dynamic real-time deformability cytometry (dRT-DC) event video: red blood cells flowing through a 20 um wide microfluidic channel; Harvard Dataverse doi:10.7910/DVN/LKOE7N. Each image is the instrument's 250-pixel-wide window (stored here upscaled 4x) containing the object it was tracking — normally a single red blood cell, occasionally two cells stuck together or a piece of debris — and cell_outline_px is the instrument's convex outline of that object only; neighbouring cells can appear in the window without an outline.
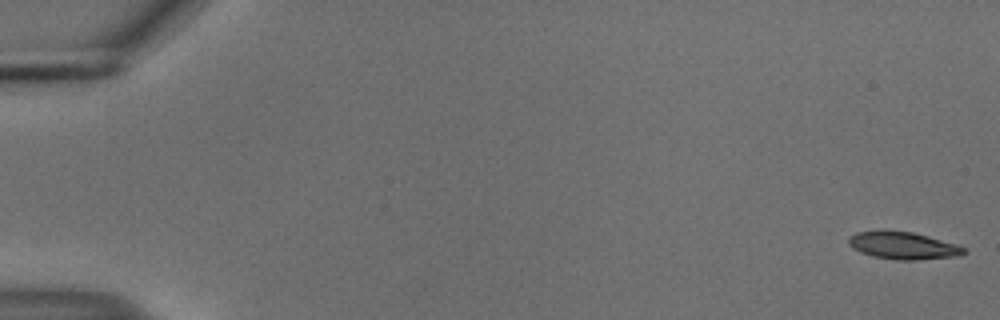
{"species": "common noctule bat (a hibernating species)", "species_latin": "Nyctalus noctula", "temperature_condition": "cold", "stored_images_in_passage": 55, "camera_frame_rate_fps": 3000, "um_per_image_px": 0.085, "animal": {"sex": "male", "body_mass_g": 18.8}, "frame": {"image": 1, "passage_image": 1, "time_ms": 0.0, "image_size_px": [1000, 320], "cell_outline_px": [[968, 252], [960, 256], [920, 260], [896, 260], [872, 256], [860, 252], [852, 248], [848, 244], [848, 236], [856, 232], [912, 232], [928, 236], [956, 244], [964, 248]], "centroid_in_image_um": [76.79, 20.91], "position_along_channel_um": 8.2, "area_um2": 18.21}}
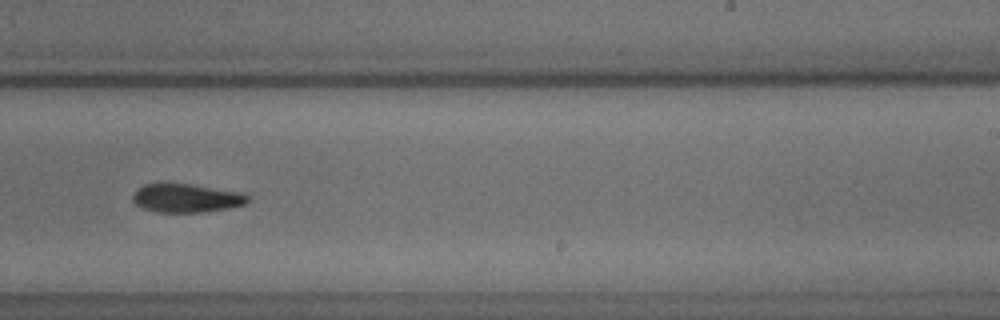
{"frame": {"image": 2, "passage_image": 35, "time_ms": 11.333, "image_size_px": [1000, 320], "cell_outline_px": [[252, 196], [244, 204], [228, 208], [200, 212], [156, 212], [144, 208], [136, 204], [132, 200], [132, 192], [136, 188], [144, 184], [192, 184], [244, 192]], "centroid_in_image_um": [15.85, 16.83], "position_along_channel_um": 273.2, "area_um2": 19.31}}
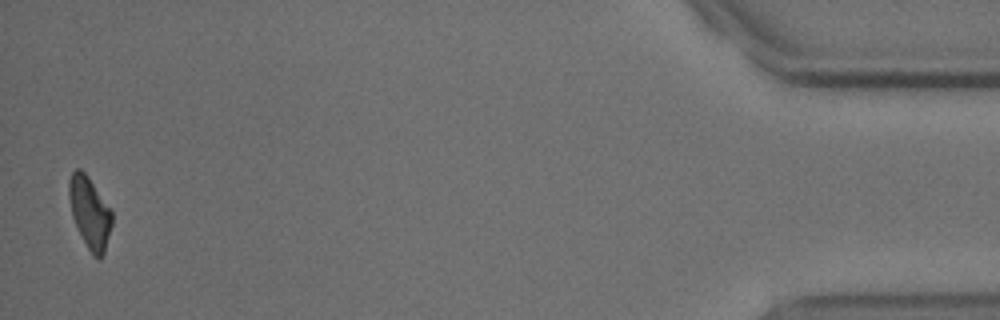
{"frame": {"image": 3, "passage_image": 54, "time_ms": 17.667, "image_size_px": [1000, 320], "cell_outline_px": [[112, 224], [104, 252], [100, 260], [92, 256], [72, 216], [68, 196], [68, 180], [72, 172], [76, 168], [80, 168], [88, 176], [112, 212]], "centroid_in_image_um": [7.61, 18.05], "position_along_channel_um": 427.6, "area_um2": 17.69}, "authors_computed_cell_mechanics": {"area_um2": 19.1318, "velocity_mm_per_s": 3.7231, "shape_relaxation_time_tau1_ms": 3.2077, "shape_relaxation_time_tau2_ms": 8.9049, "deformation_change_tau1": 0.1155, "deformation_change_tau2": 0.1776}}